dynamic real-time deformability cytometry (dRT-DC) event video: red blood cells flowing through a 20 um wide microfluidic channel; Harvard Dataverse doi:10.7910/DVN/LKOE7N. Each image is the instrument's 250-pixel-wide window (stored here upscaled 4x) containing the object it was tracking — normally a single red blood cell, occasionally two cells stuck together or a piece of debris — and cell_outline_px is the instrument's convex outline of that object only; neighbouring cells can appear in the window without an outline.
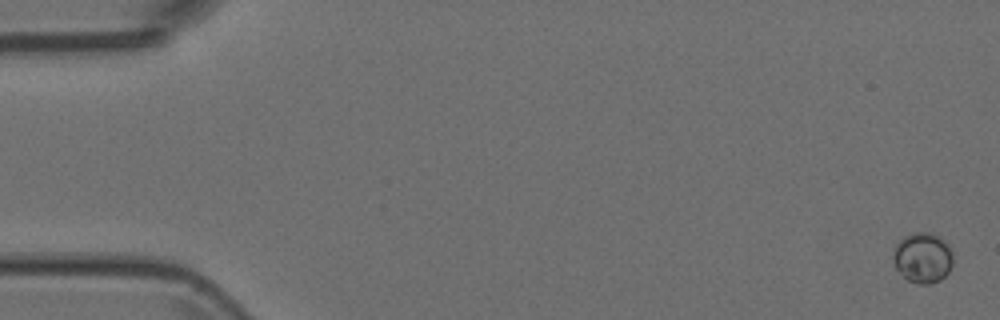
{"species": "Egyptian fruit bat (a non-hibernating species)", "species_latin": "Rousettus aegyptiacus", "temperature_condition": "room temperature", "stored_images_in_passage": 9, "camera_frame_rate_fps": 3000, "um_per_image_px": 0.085, "animal": {"sex": "female"}, "frame": {"image": 1, "passage_image": 1, "time_ms": 0.0, "image_size_px": [1000, 320], "cell_outline_px": [[952, 264], [948, 272], [940, 280], [928, 284], [916, 284], [908, 280], [896, 268], [892, 256], [896, 244], [904, 236], [912, 232], [928, 232], [944, 240], [952, 248]], "centroid_in_image_um": [78.43, 21.9], "position_along_channel_um": 6.6, "area_um2": 17.57}}
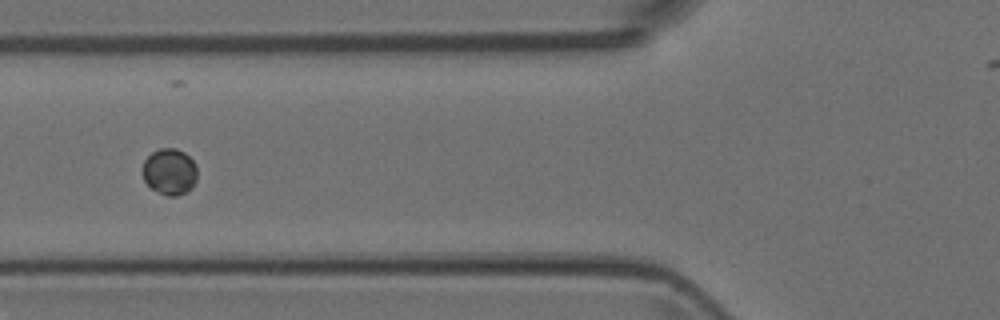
{"frame": {"image": 2, "passage_image": 7, "time_ms": 2.0, "image_size_px": [1000, 320], "cell_outline_px": [[196, 180], [192, 188], [188, 192], [176, 196], [168, 196], [152, 188], [144, 180], [144, 160], [152, 152], [160, 148], [176, 148], [184, 152], [196, 164]], "centroid_in_image_um": [14.45, 14.59], "position_along_channel_um": 111.4, "area_um2": 14.62}}
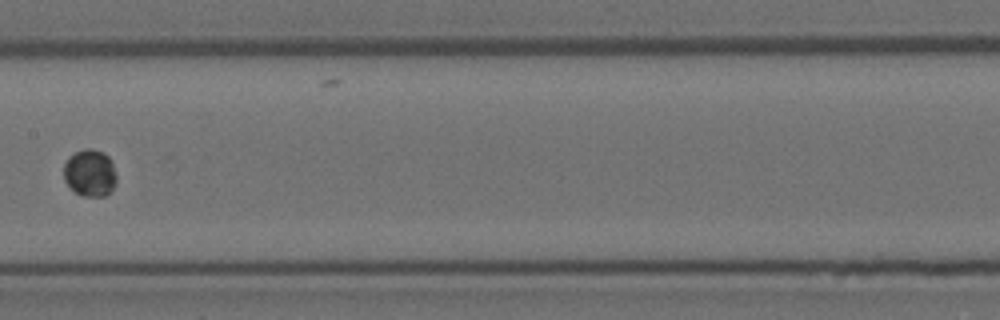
{"frame": {"image": 3, "passage_image": 9, "time_ms": 2.667, "image_size_px": [1000, 320], "cell_outline_px": [[116, 184], [104, 196], [84, 196], [68, 188], [64, 180], [64, 164], [68, 156], [84, 148], [92, 148], [104, 152], [108, 156], [112, 164], [116, 176]], "centroid_in_image_um": [7.61, 14.69], "position_along_channel_um": 199.8, "area_um2": 14.57}}